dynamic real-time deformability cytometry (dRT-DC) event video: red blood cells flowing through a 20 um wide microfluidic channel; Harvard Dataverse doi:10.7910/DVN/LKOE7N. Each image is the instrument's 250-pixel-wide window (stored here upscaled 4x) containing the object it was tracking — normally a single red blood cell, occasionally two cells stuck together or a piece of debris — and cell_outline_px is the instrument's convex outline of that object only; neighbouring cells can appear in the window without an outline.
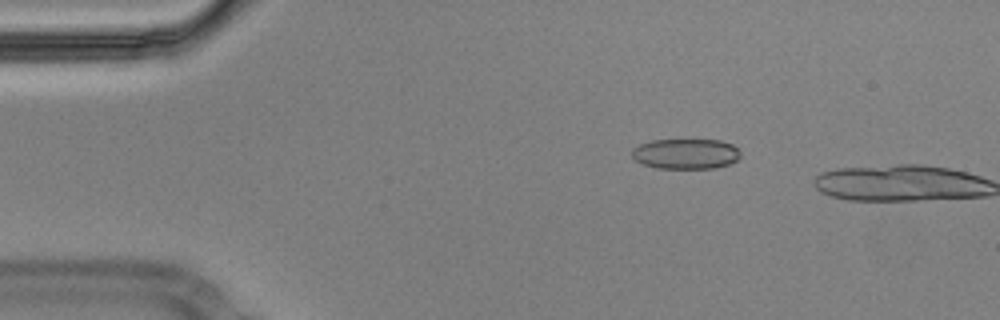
{"species": "Egyptian fruit bat (a non-hibernating species)", "species_latin": "Rousettus aegyptiacus", "temperature_condition": "cold", "stored_images_in_passage": 10, "camera_frame_rate_fps": 3000, "um_per_image_px": 0.085, "animal": {"sex": "male"}, "frame": {"image": 1, "passage_image": 9, "time_ms": 2.667, "image_size_px": [1000, 320], "cell_outline_px": [[740, 156], [736, 160], [728, 164], [716, 168], [656, 168], [644, 164], [636, 160], [632, 156], [632, 148], [640, 144], [652, 140], [720, 140], [732, 144], [740, 152]], "centroid_in_image_um": [58.28, 13.07], "position_along_channel_um": 26.7, "area_um2": 19.07}}